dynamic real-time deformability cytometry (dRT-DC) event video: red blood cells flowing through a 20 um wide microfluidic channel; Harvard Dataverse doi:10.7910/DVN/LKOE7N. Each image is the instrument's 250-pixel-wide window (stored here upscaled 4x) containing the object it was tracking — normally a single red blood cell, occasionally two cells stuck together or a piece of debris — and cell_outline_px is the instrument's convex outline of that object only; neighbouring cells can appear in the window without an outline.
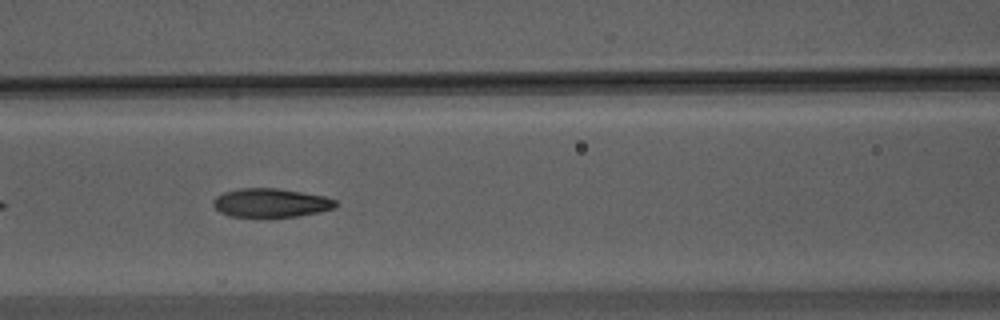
{"species": "Egyptian fruit bat (a non-hibernating species)", "species_latin": "Rousettus aegyptiacus", "temperature_condition": "warm", "stored_images_in_passage": 12, "camera_frame_rate_fps": 3000, "um_per_image_px": 0.085, "animal": {"sex": "male"}, "frame": {"image": 1, "passage_image": 9, "time_ms": 2.667, "image_size_px": [1000, 320], "cell_outline_px": [[336, 208], [320, 212], [296, 216], [256, 220], [232, 216], [220, 212], [212, 204], [212, 200], [216, 196], [224, 192], [240, 188], [280, 188], [324, 196], [336, 200]], "centroid_in_image_um": [22.99, 17.28], "position_along_channel_um": 143.6, "area_um2": 21.33}}